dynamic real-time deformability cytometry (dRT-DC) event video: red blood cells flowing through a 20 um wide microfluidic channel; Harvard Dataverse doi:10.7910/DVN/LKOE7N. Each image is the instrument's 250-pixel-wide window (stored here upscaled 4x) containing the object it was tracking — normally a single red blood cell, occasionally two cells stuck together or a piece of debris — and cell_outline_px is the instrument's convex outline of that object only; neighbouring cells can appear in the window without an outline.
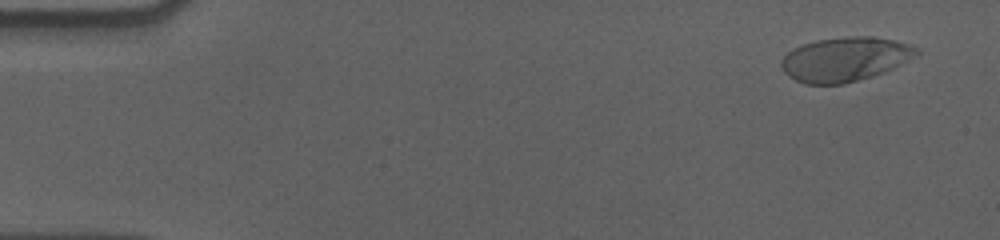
{"species": "human", "species_latin": "Homo sapiens", "temperature_condition": "cold", "stored_images_in_passage": 57, "camera_frame_rate_fps": 3000, "um_per_image_px": 0.085, "donor": {"sex": "male"}, "frame": {"image": 1, "passage_image": 3, "time_ms": 0.667, "image_size_px": [1000, 240], "cell_outline_px": [[920, 52], [900, 64], [884, 72], [872, 76], [844, 84], [804, 84], [788, 76], [784, 72], [780, 64], [780, 60], [792, 48], [816, 40], [848, 36], [872, 36], [896, 40], [920, 48]], "centroid_in_image_um": [71.8, 5.03], "position_along_channel_um": 13.2, "area_um2": 34.91}}
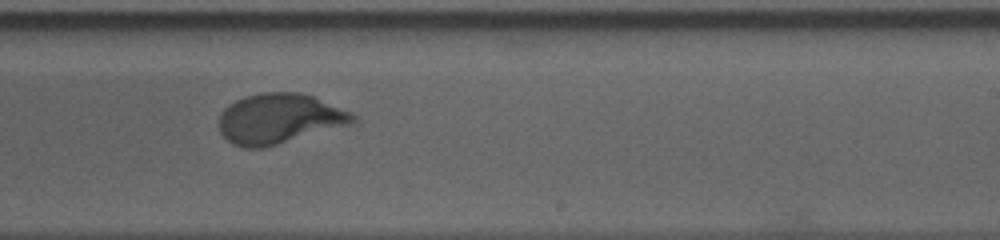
{"frame": {"image": 2, "passage_image": 35, "time_ms": 11.333, "image_size_px": [1000, 240], "cell_outline_px": [[356, 120], [352, 124], [264, 148], [244, 148], [232, 144], [220, 132], [220, 112], [228, 104], [244, 96], [260, 92], [300, 92], [316, 96], [352, 112], [356, 116]], "centroid_in_image_um": [23.76, 10.07], "position_along_channel_um": 265.2, "area_um2": 39.54}}
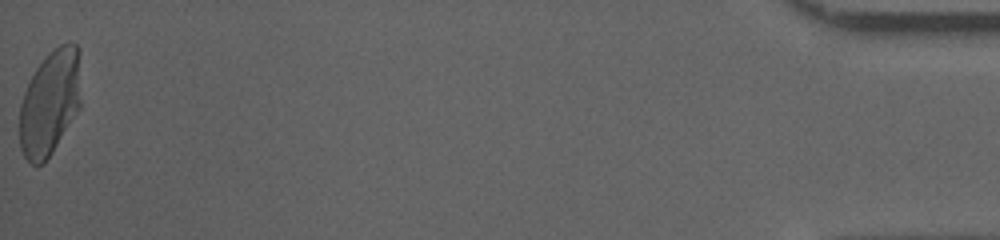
{"frame": {"image": 3, "passage_image": 57, "time_ms": 18.667, "image_size_px": [1000, 240], "cell_outline_px": [[80, 108], [52, 152], [40, 164], [32, 164], [24, 156], [20, 148], [20, 104], [24, 92], [36, 68], [44, 56], [48, 52], [60, 44], [68, 40], [72, 40], [80, 48]], "centroid_in_image_um": [4.27, 8.65], "position_along_channel_um": 430.9, "area_um2": 37.92}, "authors_computed_cell_mechanics": {"area_um2": 37.281, "velocity_mm_per_s": 3.5632, "shape_relaxation_time_tau1_ms": 3.3542, "shape_relaxation_time_tau2_ms": null, "deformation_change_tau1": 0.1824, "deformation_change_tau2": null}}